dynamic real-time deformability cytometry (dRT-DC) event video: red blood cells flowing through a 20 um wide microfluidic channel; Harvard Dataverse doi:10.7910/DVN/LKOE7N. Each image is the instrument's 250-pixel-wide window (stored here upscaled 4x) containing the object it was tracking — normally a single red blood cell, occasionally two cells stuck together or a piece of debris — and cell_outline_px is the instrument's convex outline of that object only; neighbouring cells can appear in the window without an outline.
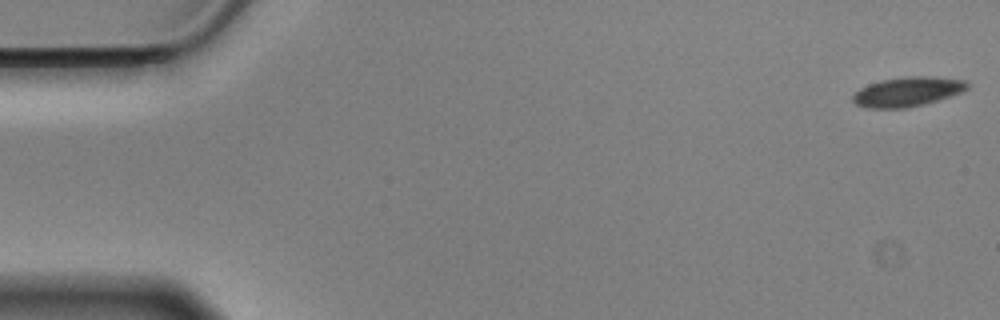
{"species": "Egyptian fruit bat (a non-hibernating species)", "species_latin": "Rousettus aegyptiacus", "temperature_condition": "cold", "stored_images_in_passage": 13, "camera_frame_rate_fps": 3000, "um_per_image_px": 0.085, "animal": {"sex": "male"}, "frame": {"image": 1, "passage_image": 1, "time_ms": 0.0, "image_size_px": [1000, 320], "cell_outline_px": [[968, 88], [960, 92], [924, 104], [908, 108], [868, 108], [856, 104], [852, 100], [852, 96], [860, 88], [868, 84], [880, 80], [904, 76], [932, 76], [964, 80], [968, 84]], "centroid_in_image_um": [77.1, 7.78], "position_along_channel_um": 7.9, "area_um2": 19.59}}